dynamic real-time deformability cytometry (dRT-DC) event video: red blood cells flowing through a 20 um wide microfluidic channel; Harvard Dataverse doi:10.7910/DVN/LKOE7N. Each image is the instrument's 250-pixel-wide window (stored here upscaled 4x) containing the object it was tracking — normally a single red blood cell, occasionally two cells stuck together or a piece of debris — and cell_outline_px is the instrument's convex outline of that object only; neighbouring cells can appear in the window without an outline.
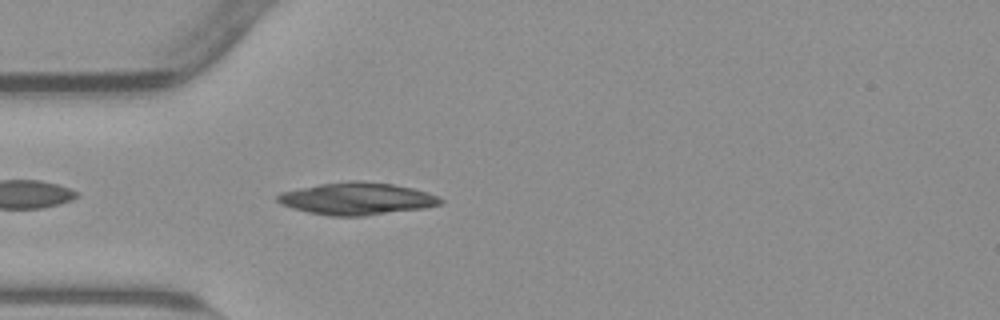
{"species": "common noctule bat (a hibernating species)", "species_latin": "Nyctalus noctula", "temperature_condition": "warm", "stored_images_in_passage": 42, "camera_frame_rate_fps": 3000, "um_per_image_px": 0.085, "animal": {"sex": "male", "body_mass_g": 23.1, "forearm_length_mm": 52.7}, "frame": {"image": 1, "passage_image": 4, "time_ms": 1.0, "image_size_px": [1000, 320], "cell_outline_px": [[444, 204], [424, 208], [364, 216], [328, 216], [308, 212], [292, 208], [280, 204], [276, 200], [276, 196], [280, 192], [320, 184], [356, 180], [360, 180], [392, 184], [412, 188], [436, 196], [444, 200]], "centroid_in_image_um": [30.31, 16.89], "position_along_channel_um": 54.7, "area_um2": 30.58}}
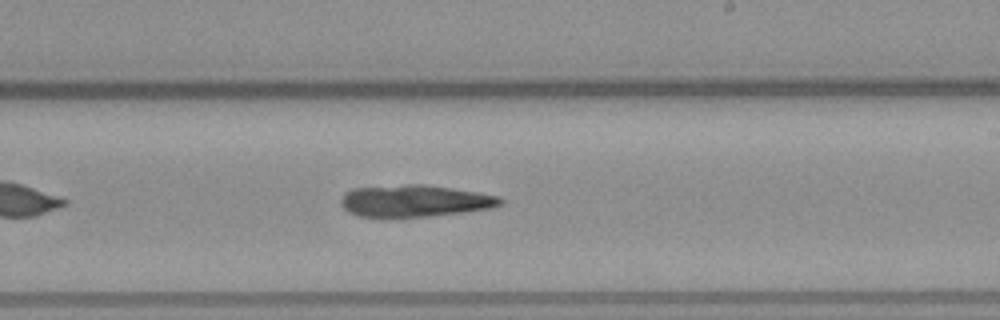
{"frame": {"image": 2, "passage_image": 20, "time_ms": 6.333, "image_size_px": [1000, 320], "cell_outline_px": [[504, 204], [492, 208], [428, 216], [388, 220], [380, 220], [356, 216], [348, 212], [340, 204], [340, 200], [344, 192], [352, 188], [408, 184], [424, 184], [476, 192], [500, 196], [504, 200]], "centroid_in_image_um": [35.15, 17.11], "position_along_channel_um": 253.8, "area_um2": 30.63}}
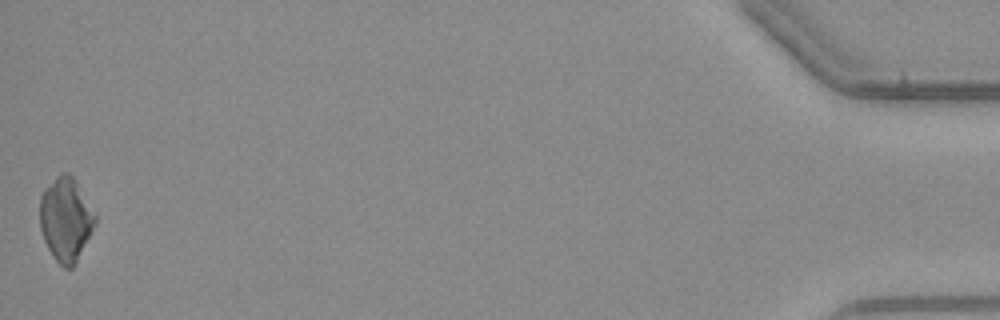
{"frame": {"image": 3, "passage_image": 42, "time_ms": 13.667, "image_size_px": [1000, 320], "cell_outline_px": [[96, 224], [76, 264], [72, 268], [64, 268], [52, 256], [44, 240], [40, 228], [40, 196], [44, 188], [60, 172], [68, 172], [72, 176], [96, 216]], "centroid_in_image_um": [5.57, 18.66], "position_along_channel_um": 429.6, "area_um2": 26.93}, "authors_computed_cell_mechanics": {"area_um2": 29.4491, "velocity_mm_per_s": 3.8309, "shape_relaxation_time_tau1_ms": 9.5262, "shape_relaxation_time_tau2_ms": null, "deformation_change_tau1": 0.239, "deformation_change_tau2": null}}